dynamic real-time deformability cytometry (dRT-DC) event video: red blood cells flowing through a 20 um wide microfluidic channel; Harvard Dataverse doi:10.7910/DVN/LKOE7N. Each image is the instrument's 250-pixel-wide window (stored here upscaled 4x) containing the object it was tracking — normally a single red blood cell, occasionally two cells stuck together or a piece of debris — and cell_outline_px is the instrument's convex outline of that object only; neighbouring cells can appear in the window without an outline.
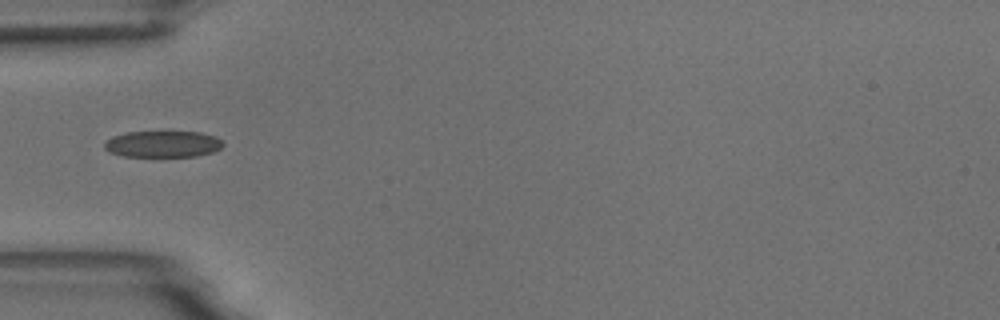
{"species": "common noctule bat (a hibernating species)", "species_latin": "Nyctalus noctula", "temperature_condition": "room temperature", "stored_images_in_passage": 4, "camera_frame_rate_fps": 3000, "um_per_image_px": 0.085, "animal": {"sex": "male", "body_mass_g": 18.8}, "frame": {"image": 1, "passage_image": 4, "time_ms": 4.333, "image_size_px": [1000, 320], "cell_outline_px": [[224, 144], [220, 148], [212, 152], [196, 156], [124, 156], [108, 152], [104, 148], [104, 144], [112, 136], [128, 132], [200, 132], [216, 136]], "centroid_in_image_um": [13.83, 12.24], "position_along_channel_um": 71.2, "area_um2": 18.15}}